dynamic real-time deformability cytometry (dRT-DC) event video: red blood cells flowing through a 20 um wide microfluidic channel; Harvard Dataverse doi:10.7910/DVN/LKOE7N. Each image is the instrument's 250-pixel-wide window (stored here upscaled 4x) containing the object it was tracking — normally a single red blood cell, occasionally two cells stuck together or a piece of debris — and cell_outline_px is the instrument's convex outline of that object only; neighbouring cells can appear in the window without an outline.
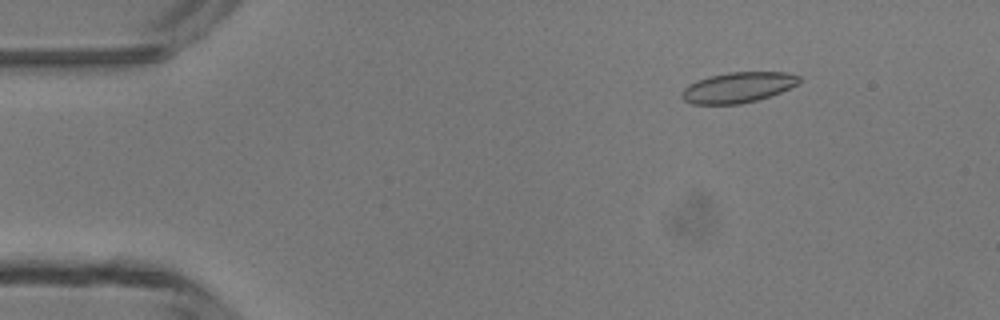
{"species": "common noctule bat (a hibernating species)", "species_latin": "Nyctalus noctula", "temperature_condition": "room temperature", "stored_images_in_passage": 4, "camera_frame_rate_fps": 3000, "um_per_image_px": 0.085, "animal": {"sex": "male", "body_mass_g": 13.3}, "frame": {"image": 1, "passage_image": 2, "time_ms": 1.0, "image_size_px": [1000, 320], "cell_outline_px": [[800, 80], [796, 84], [780, 92], [756, 100], [740, 104], [692, 104], [684, 100], [680, 96], [680, 92], [688, 84], [696, 80], [708, 76], [728, 72], [784, 72], [800, 76]], "centroid_in_image_um": [62.66, 7.43], "position_along_channel_um": 22.3, "area_um2": 20.81}}